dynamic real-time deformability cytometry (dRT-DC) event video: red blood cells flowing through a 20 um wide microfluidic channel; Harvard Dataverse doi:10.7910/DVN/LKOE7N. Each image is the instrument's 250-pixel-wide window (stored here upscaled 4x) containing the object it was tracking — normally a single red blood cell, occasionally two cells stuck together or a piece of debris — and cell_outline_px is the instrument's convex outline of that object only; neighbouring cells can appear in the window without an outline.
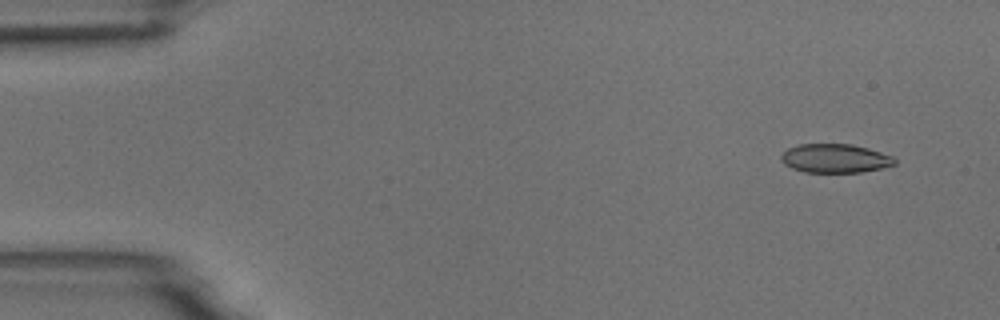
{"species": "common noctule bat (a hibernating species)", "species_latin": "Nyctalus noctula", "temperature_condition": "room temperature", "stored_images_in_passage": 6, "camera_frame_rate_fps": 3000, "um_per_image_px": 0.085, "animal": {"sex": "male", "body_mass_g": 18.8}, "frame": {"image": 1, "passage_image": 2, "time_ms": 1.0, "image_size_px": [1000, 320], "cell_outline_px": [[896, 164], [880, 168], [860, 172], [804, 172], [792, 168], [784, 164], [780, 160], [780, 156], [788, 148], [800, 144], [852, 144], [868, 148], [892, 156], [896, 160]], "centroid_in_image_um": [70.96, 13.46], "position_along_channel_um": 14.0, "area_um2": 19.02}}
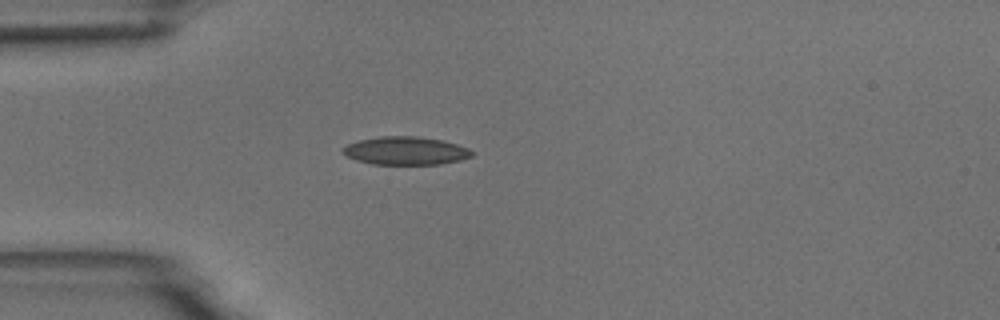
{"frame": {"image": 2, "passage_image": 5, "time_ms": 4.667, "image_size_px": [1000, 320], "cell_outline_px": [[476, 152], [472, 156], [460, 160], [440, 164], [372, 164], [356, 160], [340, 152], [348, 144], [360, 140], [380, 136], [416, 136], [440, 140], [456, 144], [468, 148]], "centroid_in_image_um": [34.49, 12.82], "position_along_channel_um": 50.5, "area_um2": 21.04}}